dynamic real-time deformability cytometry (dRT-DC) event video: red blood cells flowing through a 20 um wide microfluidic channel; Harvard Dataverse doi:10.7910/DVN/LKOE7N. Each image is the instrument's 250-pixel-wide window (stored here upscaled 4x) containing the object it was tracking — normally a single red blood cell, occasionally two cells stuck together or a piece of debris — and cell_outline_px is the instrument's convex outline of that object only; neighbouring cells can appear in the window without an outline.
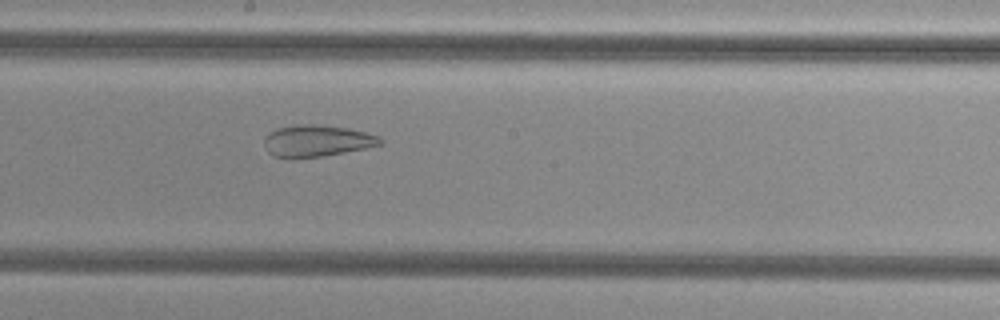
{"species": "common noctule bat (a hibernating species)", "species_latin": "Nyctalus noctula", "temperature_condition": "cold", "stored_images_in_passage": 41, "camera_frame_rate_fps": 3000, "um_per_image_px": 0.085, "animal": {"sex": "female", "body_mass_g": 29.2, "forearm_length_mm": 56.3}, "frame": {"image": 1, "passage_image": 17, "time_ms": 5.333, "image_size_px": [1000, 320], "cell_outline_px": [[384, 140], [380, 144], [364, 148], [344, 152], [320, 156], [272, 156], [264, 148], [264, 140], [276, 128], [296, 124], [312, 124], [348, 128], [380, 136]], "centroid_in_image_um": [26.94, 11.94], "position_along_channel_um": 221.3, "area_um2": 20.81}}
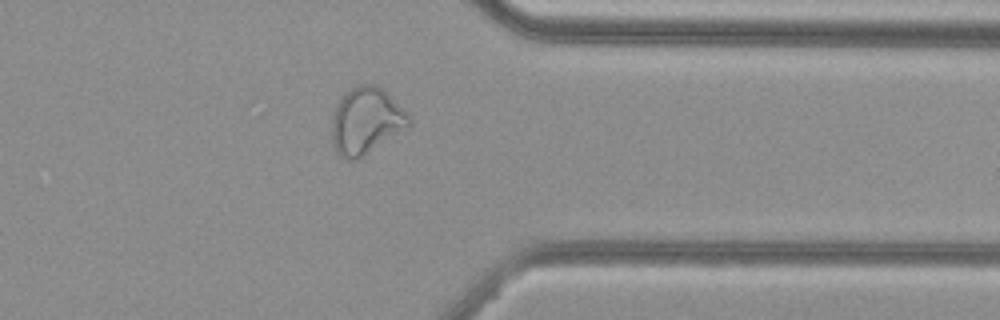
{"frame": {"image": 2, "passage_image": 30, "time_ms": 9.667, "image_size_px": [1000, 320], "cell_outline_px": [[412, 124], [364, 156], [352, 160], [340, 156], [336, 152], [332, 144], [332, 120], [336, 104], [356, 84], [376, 84], [408, 116]], "centroid_in_image_um": [31.07, 10.3], "position_along_channel_um": 380.3, "area_um2": 29.13}}
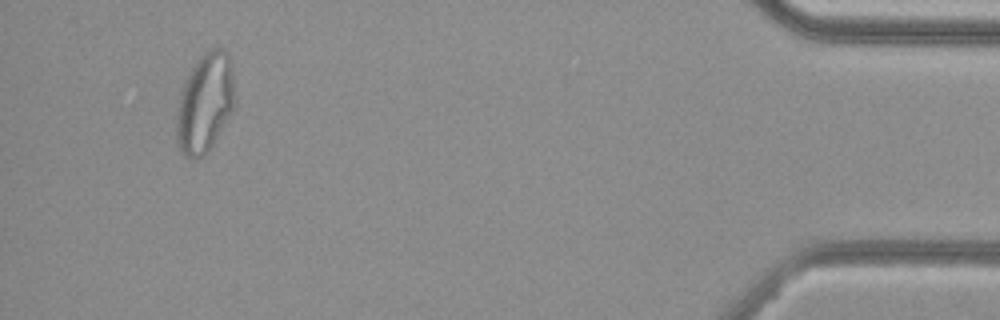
{"frame": {"image": 3, "passage_image": 38, "time_ms": 12.333, "image_size_px": [1000, 320], "cell_outline_px": [[236, 108], [208, 152], [196, 160], [192, 160], [184, 156], [180, 152], [176, 140], [176, 112], [180, 92], [192, 68], [200, 56], [204, 52], [212, 48], [224, 48], [228, 52], [232, 60], [236, 100]], "centroid_in_image_um": [17.46, 8.77], "position_along_channel_um": 417.7, "area_um2": 34.8}, "authors_computed_cell_mechanics": {"area_um2": 28.6688, "velocity_mm_per_s": 3.8079, "shape_relaxation_time_tau1_ms": null, "shape_relaxation_time_tau2_ms": 1.0059, "deformation_change_tau1": null, "deformation_change_tau2": 0.0876}}